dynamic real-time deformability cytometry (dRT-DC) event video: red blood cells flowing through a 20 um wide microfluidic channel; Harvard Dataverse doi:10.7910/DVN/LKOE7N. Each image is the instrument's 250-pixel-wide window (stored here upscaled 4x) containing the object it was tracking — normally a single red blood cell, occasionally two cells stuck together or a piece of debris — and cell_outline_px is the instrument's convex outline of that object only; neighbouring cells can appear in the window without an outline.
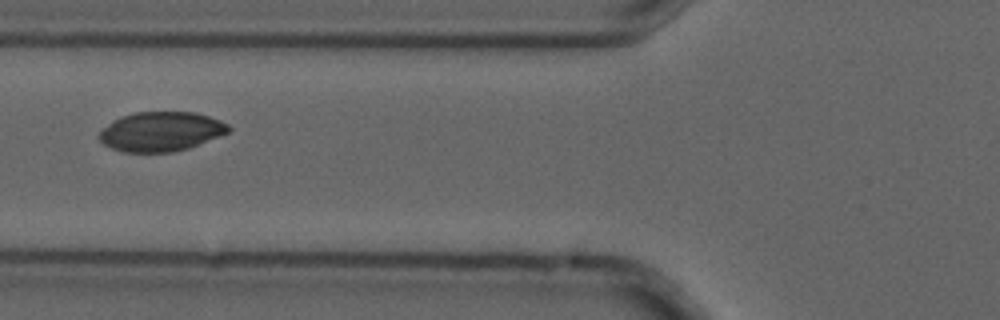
{"species": "common noctule bat (a hibernating species)", "species_latin": "Nyctalus noctula", "temperature_condition": "cold", "stored_images_in_passage": 10, "camera_frame_rate_fps": 3000, "um_per_image_px": 0.085, "animal": {"sex": "male", "forearm_length_mm": 52.5}, "frame": {"image": 1, "passage_image": 7, "time_ms": 2.0, "image_size_px": [1000, 320], "cell_outline_px": [[232, 128], [228, 132], [188, 148], [172, 152], [124, 152], [112, 148], [104, 144], [96, 136], [108, 124], [120, 116], [136, 112], [196, 112], [220, 120], [228, 124]], "centroid_in_image_um": [13.67, 11.17], "position_along_channel_um": 112.1, "area_um2": 29.59}}
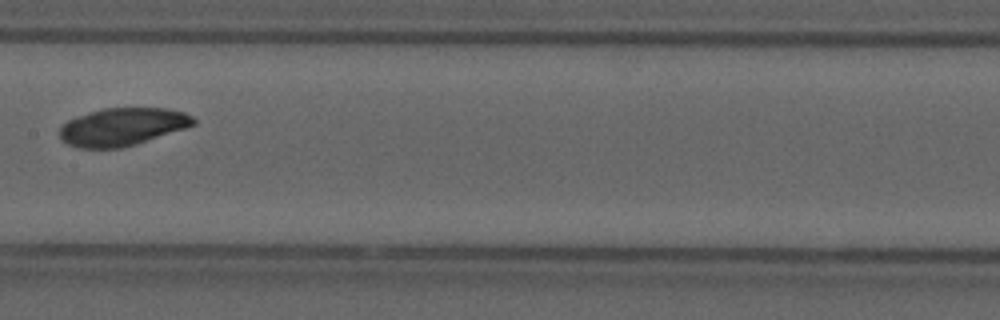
{"frame": {"image": 2, "passage_image": 9, "time_ms": 2.667, "image_size_px": [1000, 320], "cell_outline_px": [[196, 124], [136, 144], [120, 148], [80, 148], [68, 144], [60, 140], [60, 128], [68, 120], [76, 116], [100, 108], [164, 108], [184, 112], [192, 116], [196, 120]], "centroid_in_image_um": [10.38, 10.77], "position_along_channel_um": 197.0, "area_um2": 29.36}}